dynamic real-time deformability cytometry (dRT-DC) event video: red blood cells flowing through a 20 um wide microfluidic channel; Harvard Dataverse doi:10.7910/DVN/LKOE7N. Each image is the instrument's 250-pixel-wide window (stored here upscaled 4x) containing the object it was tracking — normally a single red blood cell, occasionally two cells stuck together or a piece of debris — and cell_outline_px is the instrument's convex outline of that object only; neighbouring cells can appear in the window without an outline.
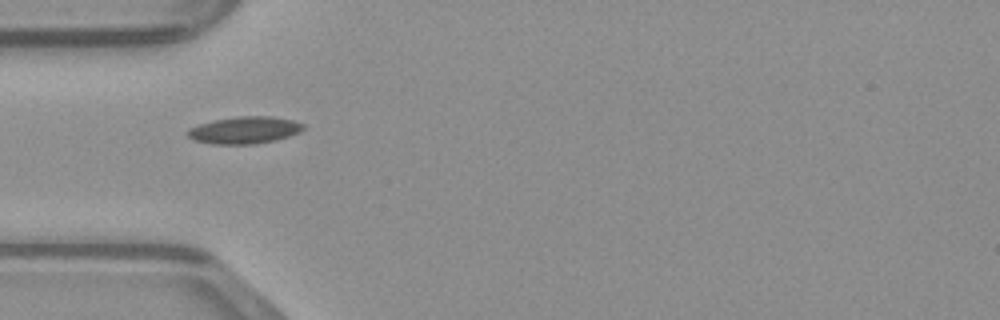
{"species": "common noctule bat (a hibernating species)", "species_latin": "Nyctalus noctula", "temperature_condition": "warm", "stored_images_in_passage": 34, "camera_frame_rate_fps": 3000, "um_per_image_px": 0.085, "animal": {"sex": "male", "body_mass_g": 23.1, "forearm_length_mm": 52.7}, "frame": {"image": 1, "passage_image": 1, "time_ms": 0.0, "image_size_px": [1000, 320], "cell_outline_px": [[304, 128], [300, 132], [276, 140], [252, 144], [212, 144], [192, 140], [188, 136], [188, 128], [200, 124], [216, 120], [236, 116], [272, 116], [292, 120], [304, 124]], "centroid_in_image_um": [20.78, 11.06], "position_along_channel_um": 64.2, "area_um2": 18.21}}
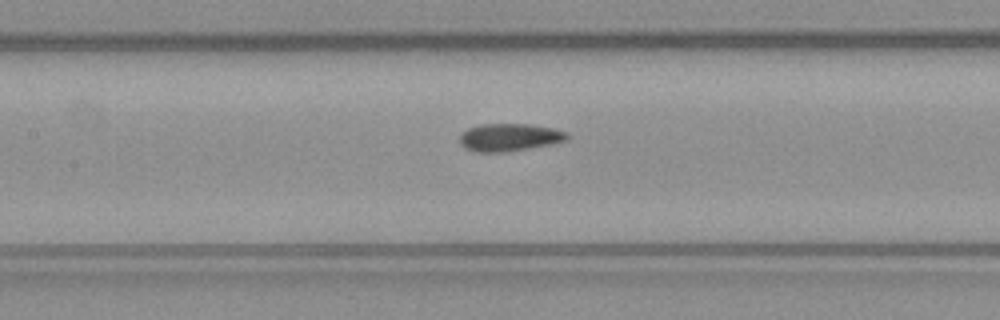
{"frame": {"image": 2, "passage_image": 8, "time_ms": 2.333, "image_size_px": [1000, 320], "cell_outline_px": [[568, 140], [552, 144], [504, 152], [476, 152], [464, 148], [460, 144], [460, 132], [468, 128], [480, 124], [528, 124], [552, 128], [568, 132]], "centroid_in_image_um": [43.27, 11.67], "position_along_channel_um": 164.1, "area_um2": 17.4}}
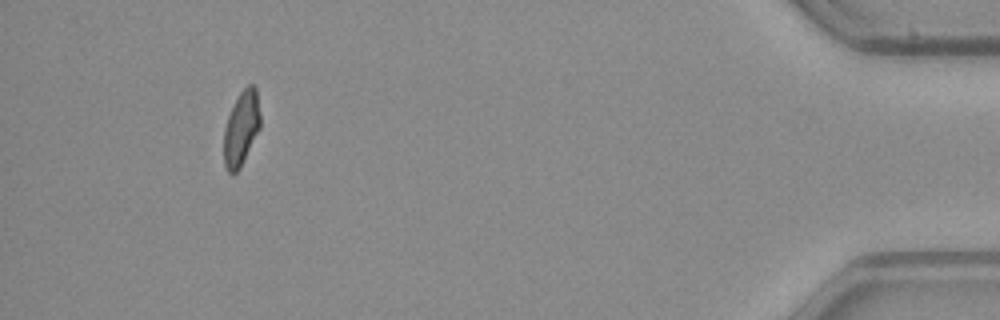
{"frame": {"image": 3, "passage_image": 31, "time_ms": 10.0, "image_size_px": [1000, 320], "cell_outline_px": [[260, 128], [240, 168], [236, 172], [228, 172], [224, 164], [224, 128], [228, 116], [240, 92], [248, 84], [252, 84], [256, 88], [260, 112]], "centroid_in_image_um": [20.52, 10.9], "position_along_channel_um": 414.7, "area_um2": 15.66}}